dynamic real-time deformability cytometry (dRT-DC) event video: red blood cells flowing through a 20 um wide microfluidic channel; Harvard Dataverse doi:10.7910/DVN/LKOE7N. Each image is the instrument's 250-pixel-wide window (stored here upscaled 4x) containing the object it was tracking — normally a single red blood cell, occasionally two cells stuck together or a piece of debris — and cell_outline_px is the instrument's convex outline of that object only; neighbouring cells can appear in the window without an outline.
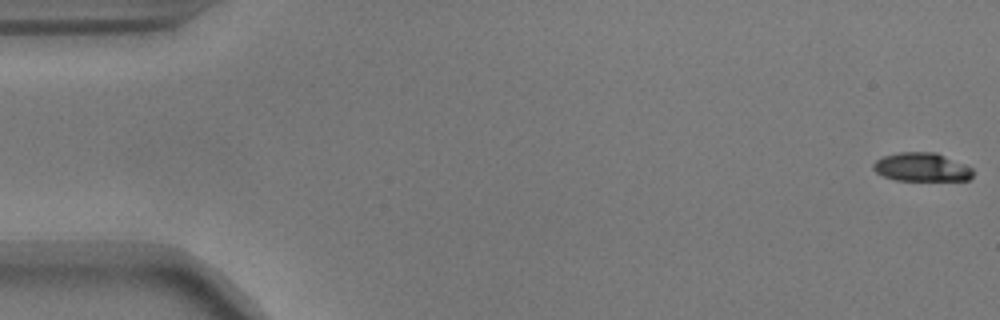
{"species": "common noctule bat (a hibernating species)", "species_latin": "Nyctalus noctula", "temperature_condition": "warm", "stored_images_in_passage": 10, "camera_frame_rate_fps": 3000, "um_per_image_px": 0.085, "animal": {"sex": "male", "body_mass_g": 17.9}, "frame": {"image": 1, "passage_image": 1, "time_ms": 0.0, "image_size_px": [1000, 320], "cell_outline_px": [[972, 176], [968, 180], [896, 180], [884, 176], [876, 172], [872, 168], [872, 164], [876, 160], [884, 156], [900, 152], [936, 152], [972, 168]], "centroid_in_image_um": [78.31, 14.2], "position_along_channel_um": 6.7, "area_um2": 16.42}}